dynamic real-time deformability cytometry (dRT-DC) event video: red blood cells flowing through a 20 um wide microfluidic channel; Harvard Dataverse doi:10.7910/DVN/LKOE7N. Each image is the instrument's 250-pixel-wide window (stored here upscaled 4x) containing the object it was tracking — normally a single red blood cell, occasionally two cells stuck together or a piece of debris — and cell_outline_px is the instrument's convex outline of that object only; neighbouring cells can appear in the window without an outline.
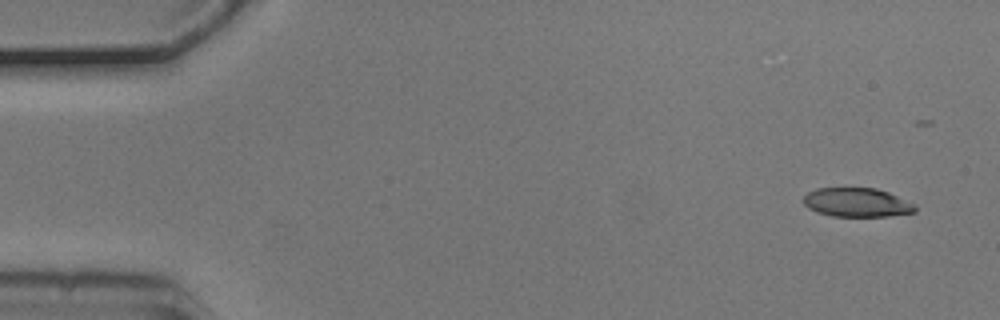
{"species": "common noctule bat (a hibernating species)", "species_latin": "Nyctalus noctula", "temperature_condition": "cold", "stored_images_in_passage": 4, "camera_frame_rate_fps": 3000, "um_per_image_px": 0.085, "animal": {"sex": "male", "body_mass_g": 20.5, "forearm_length_mm": 52.5}, "frame": {"image": 1, "passage_image": 1, "time_ms": 0.0, "image_size_px": [1000, 320], "cell_outline_px": [[916, 212], [888, 216], [832, 216], [816, 212], [808, 208], [804, 204], [804, 196], [808, 192], [816, 188], [876, 188], [888, 192], [916, 204]], "centroid_in_image_um": [72.84, 17.21], "position_along_channel_um": 12.2, "area_um2": 18.9}}
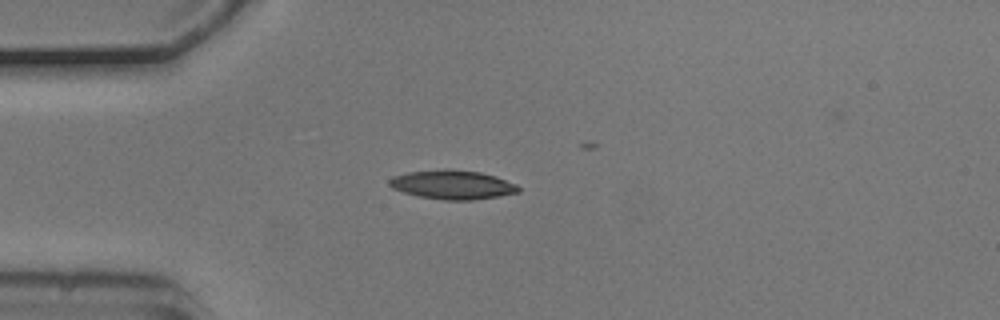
{"frame": {"image": 2, "passage_image": 3, "time_ms": 0.667, "image_size_px": [1000, 320], "cell_outline_px": [[520, 192], [500, 196], [472, 200], [444, 200], [420, 196], [404, 192], [392, 188], [388, 184], [388, 180], [392, 176], [408, 172], [444, 168], [448, 168], [480, 172], [496, 176], [516, 184], [520, 188]], "centroid_in_image_um": [38.46, 15.69], "position_along_channel_um": 46.5, "area_um2": 22.02}}